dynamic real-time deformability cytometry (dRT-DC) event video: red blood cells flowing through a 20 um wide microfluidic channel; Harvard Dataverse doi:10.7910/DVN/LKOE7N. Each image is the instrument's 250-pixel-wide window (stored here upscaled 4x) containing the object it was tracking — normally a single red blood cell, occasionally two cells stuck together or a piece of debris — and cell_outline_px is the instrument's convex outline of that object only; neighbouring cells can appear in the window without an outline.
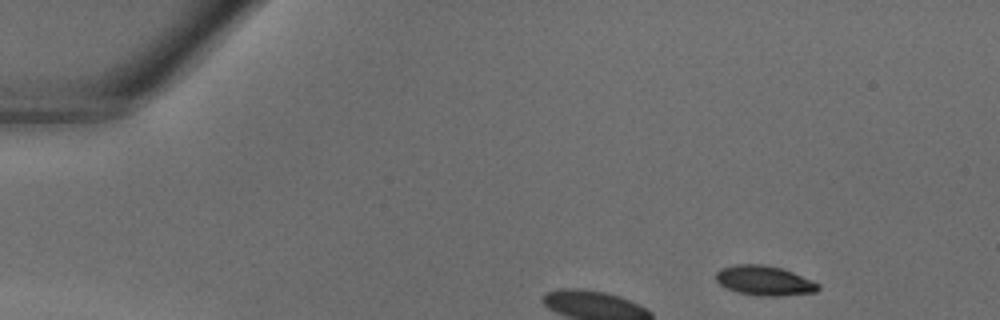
{"species": "common noctule bat (a hibernating species)", "species_latin": "Nyctalus noctula", "temperature_condition": "warm", "stored_images_in_passage": 5, "camera_frame_rate_fps": 3000, "um_per_image_px": 0.085, "animal": {"sex": "male", "body_mass_g": 18.8}, "frame": {"image": 1, "passage_image": 1, "time_ms": 0.0, "image_size_px": [1000, 320], "cell_outline_px": [[820, 288], [816, 292], [780, 296], [756, 296], [736, 292], [720, 284], [716, 280], [716, 272], [720, 268], [736, 264], [760, 264], [780, 268], [792, 272], [812, 280], [820, 284]], "centroid_in_image_um": [64.97, 23.86], "position_along_channel_um": 20.0, "area_um2": 17.74}}